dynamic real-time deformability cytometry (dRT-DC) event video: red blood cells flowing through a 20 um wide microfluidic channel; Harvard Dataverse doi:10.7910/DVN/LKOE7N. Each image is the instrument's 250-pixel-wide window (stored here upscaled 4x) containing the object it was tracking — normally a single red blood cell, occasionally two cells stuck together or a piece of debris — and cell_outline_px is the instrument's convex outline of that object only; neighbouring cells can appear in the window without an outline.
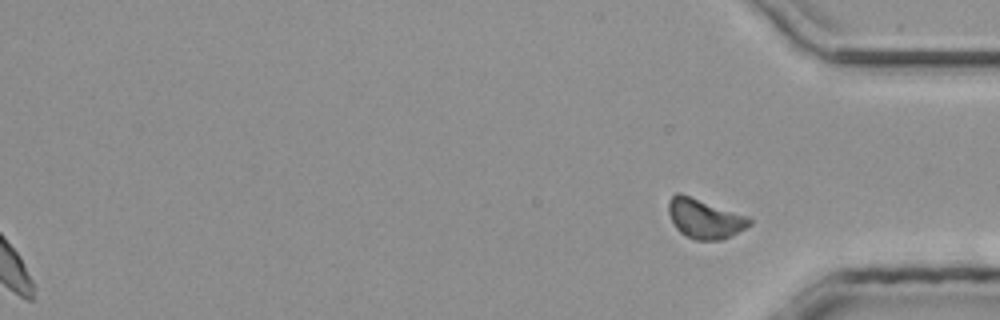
{"species": "common noctule bat (a hibernating species)", "species_latin": "Nyctalus noctula", "temperature_condition": "room temperature", "stored_images_in_passage": 30, "segment_of_instrument_passage": [2, 2], "camera_frame_rate_fps": 3000, "um_per_image_px": 0.085, "animal": {"sex": "male", "body_mass_g": 20.4}, "frame": {"image": 1, "passage_image": 30, "time_ms": 9.667, "image_size_px": [1000, 320], "cell_outline_px": [[752, 224], [732, 236], [724, 240], [696, 240], [680, 232], [676, 228], [668, 212], [668, 200], [676, 192], [680, 192], [748, 216], [752, 220]], "centroid_in_image_um": [59.91, 18.57], "position_along_channel_um": 375.3, "area_um2": 18.79}}